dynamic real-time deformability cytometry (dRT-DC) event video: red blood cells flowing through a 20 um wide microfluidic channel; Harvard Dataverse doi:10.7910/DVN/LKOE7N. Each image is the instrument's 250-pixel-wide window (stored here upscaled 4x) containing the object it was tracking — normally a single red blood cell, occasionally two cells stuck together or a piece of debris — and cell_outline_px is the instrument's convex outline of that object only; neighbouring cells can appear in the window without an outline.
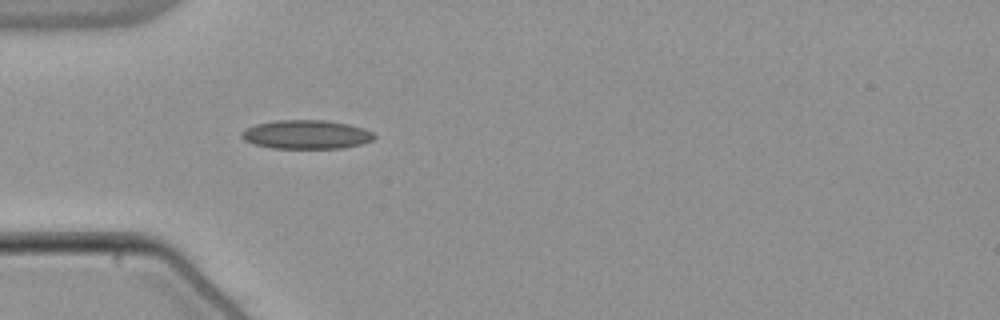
{"species": "common noctule bat (a hibernating species)", "species_latin": "Nyctalus noctula", "temperature_condition": "warm", "stored_images_in_passage": 11, "camera_frame_rate_fps": 3000, "um_per_image_px": 0.085, "animal": {"sex": "male", "body_mass_g": 21.5, "forearm_length_mm": 52.0}, "frame": {"image": 1, "passage_image": 5, "time_ms": 1.333, "image_size_px": [1000, 320], "cell_outline_px": [[376, 136], [372, 140], [360, 144], [340, 148], [272, 148], [252, 144], [244, 140], [240, 136], [240, 132], [256, 124], [276, 120], [324, 120], [348, 124], [364, 128], [372, 132]], "centroid_in_image_um": [26.01, 11.43], "position_along_channel_um": 59.0, "area_um2": 22.25}}